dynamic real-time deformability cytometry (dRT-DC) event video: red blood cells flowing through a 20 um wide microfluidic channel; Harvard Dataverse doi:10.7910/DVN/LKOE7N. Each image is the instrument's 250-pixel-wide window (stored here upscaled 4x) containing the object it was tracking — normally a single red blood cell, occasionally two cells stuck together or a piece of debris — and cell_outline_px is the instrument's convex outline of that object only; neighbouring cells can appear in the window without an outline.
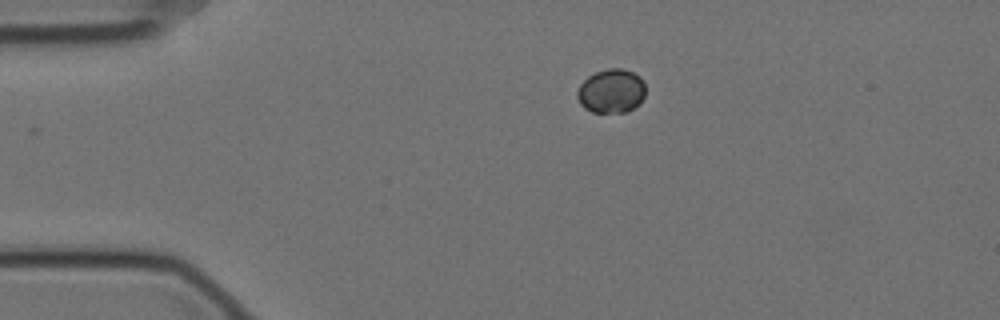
{"species": "Egyptian fruit bat (a non-hibernating species)", "species_latin": "Rousettus aegyptiacus", "temperature_condition": "cold", "stored_images_in_passage": 41, "camera_frame_rate_fps": 3000, "um_per_image_px": 0.085, "animal": {"sex": "female"}, "frame": {"image": 1, "passage_image": 1, "time_ms": 0.0, "image_size_px": [1000, 320], "cell_outline_px": [[644, 96], [640, 104], [624, 112], [592, 112], [584, 108], [580, 104], [576, 96], [576, 92], [580, 84], [588, 76], [596, 72], [608, 68], [620, 68], [632, 72], [640, 76], [644, 80]], "centroid_in_image_um": [51.95, 7.73], "position_along_channel_um": 33.1, "area_um2": 17.57}}
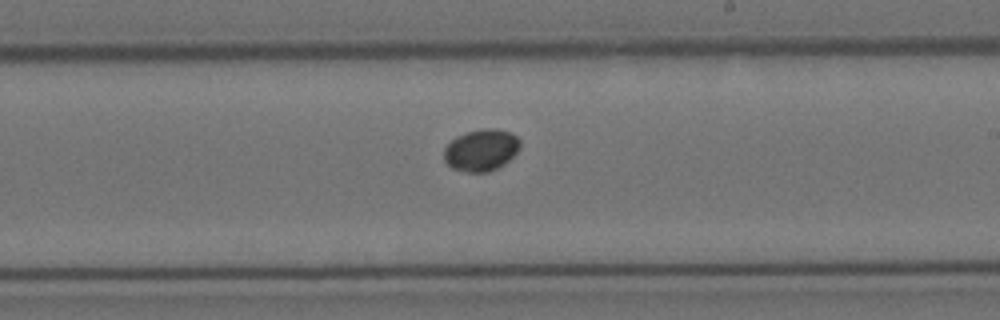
{"frame": {"image": 2, "passage_image": 23, "time_ms": 7.333, "image_size_px": [1000, 320], "cell_outline_px": [[520, 148], [504, 164], [488, 172], [464, 172], [452, 168], [444, 160], [444, 148], [456, 136], [468, 132], [484, 128], [496, 128], [512, 132], [520, 140]], "centroid_in_image_um": [40.9, 12.75], "position_along_channel_um": 248.1, "area_um2": 18.55}}
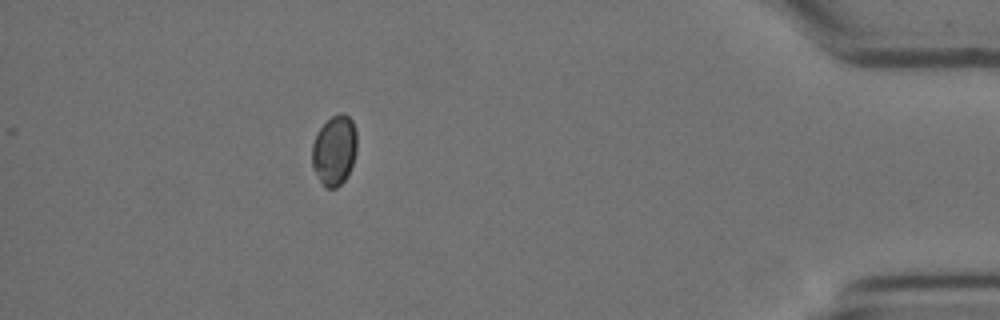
{"frame": {"image": 3, "passage_image": 41, "time_ms": 13.333, "image_size_px": [1000, 320], "cell_outline_px": [[356, 152], [348, 176], [336, 188], [324, 188], [312, 164], [312, 144], [316, 132], [332, 116], [340, 112], [344, 112], [352, 120], [356, 132]], "centroid_in_image_um": [28.42, 12.76], "position_along_channel_um": 406.8, "area_um2": 18.32}}